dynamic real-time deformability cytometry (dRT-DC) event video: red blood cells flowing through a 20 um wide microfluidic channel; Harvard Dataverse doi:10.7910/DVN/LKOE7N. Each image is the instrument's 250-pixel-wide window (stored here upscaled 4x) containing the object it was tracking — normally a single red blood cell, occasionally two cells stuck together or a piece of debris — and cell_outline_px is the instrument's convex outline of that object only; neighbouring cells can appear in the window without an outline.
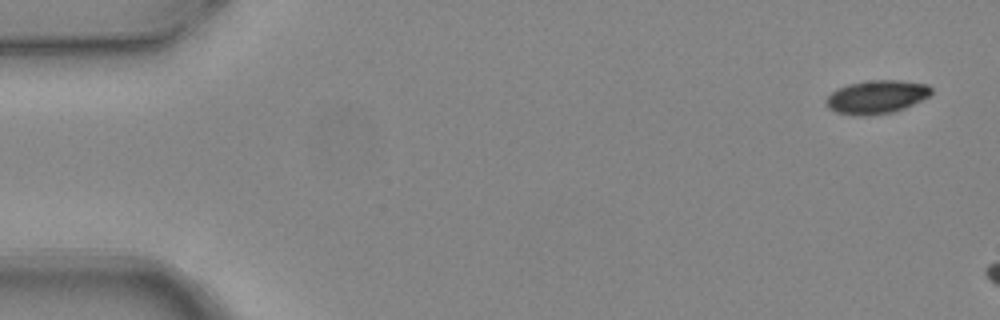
{"species": "common noctule bat (a hibernating species)", "species_latin": "Nyctalus noctula", "temperature_condition": "warm", "stored_images_in_passage": 3, "camera_frame_rate_fps": 3000, "um_per_image_px": 0.085, "animal": {"sex": "female", "body_mass_g": 24.6, "forearm_length_mm": 56.2}, "frame": {"image": 1, "passage_image": 1, "time_ms": 0.0, "image_size_px": [1000, 320], "cell_outline_px": [[932, 92], [928, 96], [896, 112], [864, 116], [856, 116], [836, 112], [828, 108], [824, 104], [824, 100], [836, 88], [848, 84], [864, 80], [900, 80], [928, 84], [932, 88]], "centroid_in_image_um": [74.46, 8.24], "position_along_channel_um": 10.5, "area_um2": 20.75}}